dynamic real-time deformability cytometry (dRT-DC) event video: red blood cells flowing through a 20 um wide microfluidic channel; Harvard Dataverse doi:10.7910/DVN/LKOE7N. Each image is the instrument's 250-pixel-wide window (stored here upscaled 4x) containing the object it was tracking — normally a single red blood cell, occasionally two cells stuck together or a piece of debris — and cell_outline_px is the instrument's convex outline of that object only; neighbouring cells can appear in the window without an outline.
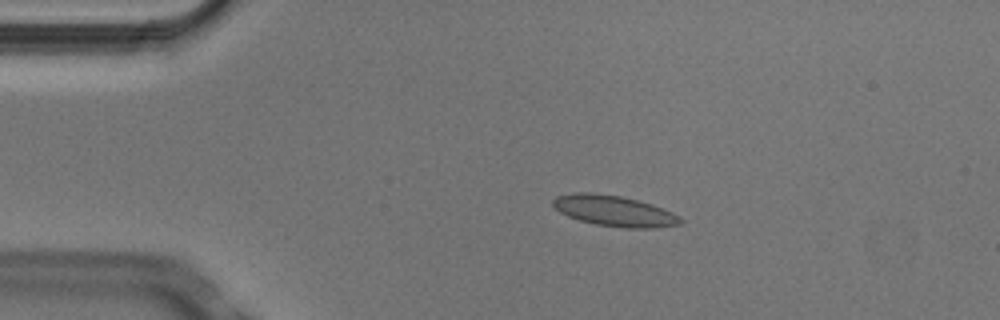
{"species": "Egyptian fruit bat (a non-hibernating species)", "species_latin": "Rousettus aegyptiacus", "temperature_condition": "cold", "stored_images_in_passage": 4, "camera_frame_rate_fps": 3000, "um_per_image_px": 0.085, "animal": {"sex": "male"}, "frame": {"image": 1, "passage_image": 2, "time_ms": 0.333, "image_size_px": [1000, 320], "cell_outline_px": [[684, 220], [680, 224], [656, 228], [628, 228], [596, 224], [580, 220], [568, 216], [560, 212], [552, 204], [552, 200], [556, 196], [572, 192], [588, 192], [620, 196], [652, 204], [672, 212], [680, 216]], "centroid_in_image_um": [52.21, 17.92], "position_along_channel_um": 32.8, "area_um2": 22.77}}
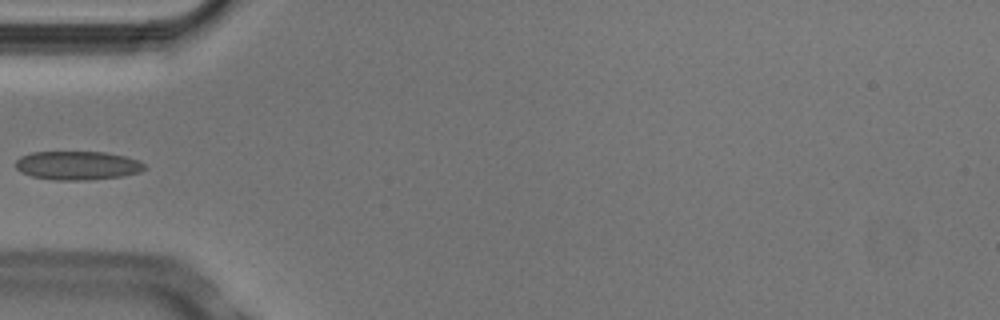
{"frame": {"image": 2, "passage_image": 4, "time_ms": 1.0, "image_size_px": [1000, 320], "cell_outline_px": [[148, 168], [140, 172], [120, 176], [88, 180], [56, 180], [32, 176], [20, 172], [16, 168], [16, 160], [20, 156], [32, 152], [104, 152], [124, 156], [140, 160]], "centroid_in_image_um": [6.59, 14.06], "position_along_channel_um": 78.4, "area_um2": 21.62}}